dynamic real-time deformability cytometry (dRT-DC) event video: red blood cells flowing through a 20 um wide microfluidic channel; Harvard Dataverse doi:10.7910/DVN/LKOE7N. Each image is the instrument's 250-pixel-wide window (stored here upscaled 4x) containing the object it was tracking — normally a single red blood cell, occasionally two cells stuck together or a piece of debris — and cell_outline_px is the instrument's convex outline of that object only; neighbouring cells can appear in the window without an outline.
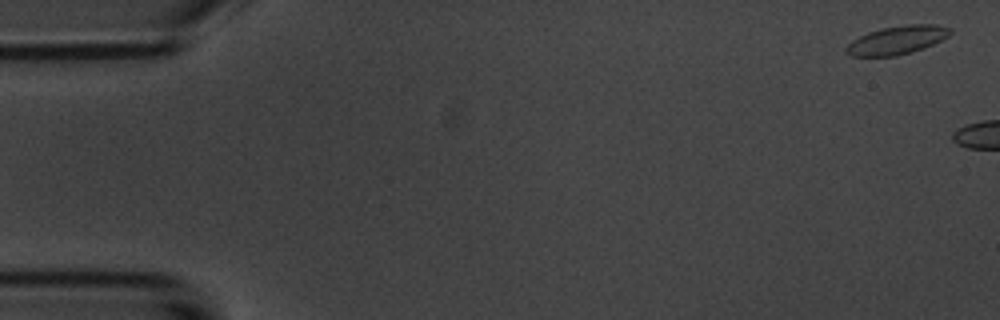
{"species": "common noctule bat (a hibernating species)", "species_latin": "Nyctalus noctula", "temperature_condition": "room temperature", "stored_images_in_passage": 3, "camera_frame_rate_fps": 3000, "um_per_image_px": 0.085, "animal": {"sex": "male", "body_mass_g": 20.1, "forearm_length_mm": 53.5}, "frame": {"image": 1, "passage_image": 1, "time_ms": 0.0, "image_size_px": [1000, 320], "cell_outline_px": [[952, 32], [948, 36], [924, 48], [896, 56], [852, 56], [844, 52], [844, 48], [852, 40], [868, 32], [880, 28], [908, 24], [936, 24], [952, 28]], "centroid_in_image_um": [76.23, 3.4], "position_along_channel_um": 8.8, "area_um2": 17.28}}